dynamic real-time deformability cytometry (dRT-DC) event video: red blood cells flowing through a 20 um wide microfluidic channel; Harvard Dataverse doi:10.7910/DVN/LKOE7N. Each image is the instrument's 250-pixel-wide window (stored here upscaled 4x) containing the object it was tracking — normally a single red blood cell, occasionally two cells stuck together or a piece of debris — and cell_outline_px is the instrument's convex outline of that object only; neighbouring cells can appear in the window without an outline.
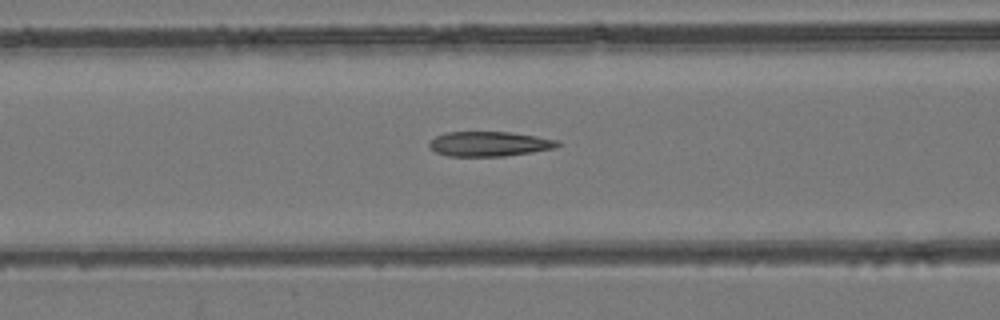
{"species": "common noctule bat (a hibernating species)", "species_latin": "Nyctalus noctula", "temperature_condition": "room temperature", "stored_images_in_passage": 50, "camera_frame_rate_fps": 3000, "um_per_image_px": 0.085, "animal": {"sex": "female", "body_mass_g": 24.6, "forearm_length_mm": 56.2}, "frame": {"image": 1, "passage_image": 21, "time_ms": 6.667, "image_size_px": [1000, 320], "cell_outline_px": [[560, 144], [556, 148], [532, 152], [504, 156], [448, 156], [436, 152], [428, 144], [436, 136], [444, 132], [512, 132], [560, 140]], "centroid_in_image_um": [41.63, 12.23], "position_along_channel_um": 125.0, "area_um2": 18.55}}
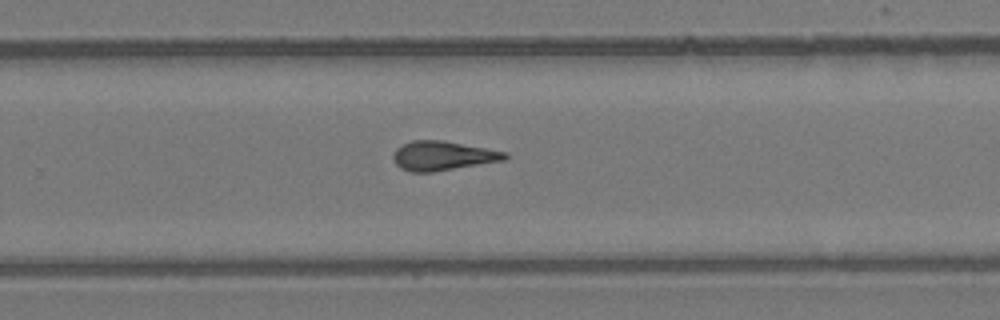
{"frame": {"image": 2, "passage_image": 33, "time_ms": 10.667, "image_size_px": [1000, 320], "cell_outline_px": [[508, 156], [504, 160], [432, 172], [412, 172], [400, 168], [396, 164], [392, 156], [392, 152], [396, 148], [412, 140], [444, 140], [508, 152]], "centroid_in_image_um": [37.61, 13.23], "position_along_channel_um": 292.2, "area_um2": 19.07}}
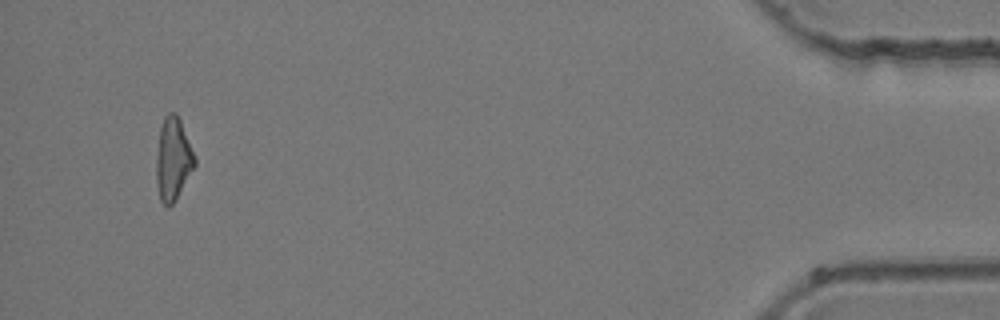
{"frame": {"image": 3, "passage_image": 48, "time_ms": 15.667, "image_size_px": [1000, 320], "cell_outline_px": [[196, 164], [172, 204], [168, 208], [160, 200], [156, 184], [156, 156], [160, 128], [164, 116], [168, 112], [176, 112], [180, 120], [196, 160]], "centroid_in_image_um": [14.68, 13.51], "position_along_channel_um": 420.5, "area_um2": 18.26}}